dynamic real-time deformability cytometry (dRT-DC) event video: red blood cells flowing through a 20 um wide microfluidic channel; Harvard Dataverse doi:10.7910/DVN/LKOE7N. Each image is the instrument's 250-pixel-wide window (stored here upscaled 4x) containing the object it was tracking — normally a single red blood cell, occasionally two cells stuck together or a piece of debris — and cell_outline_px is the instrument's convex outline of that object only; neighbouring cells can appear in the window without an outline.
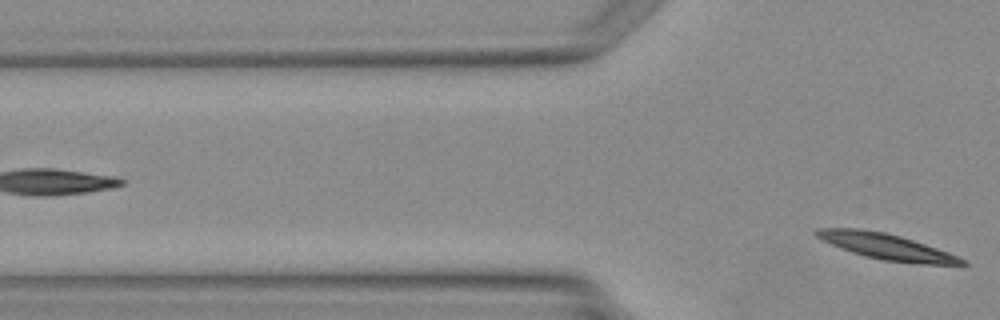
{"species": "Egyptian fruit bat (a non-hibernating species)", "species_latin": "Rousettus aegyptiacus", "temperature_condition": "warm", "stored_images_in_passage": 4, "camera_frame_rate_fps": 3000, "um_per_image_px": 0.085, "animal": {"sex": "female"}, "frame": {"image": 1, "passage_image": 4, "time_ms": 4.333, "image_size_px": [1000, 320], "cell_outline_px": [[968, 264], [928, 264], [884, 260], [864, 256], [852, 252], [832, 244], [816, 236], [812, 232], [816, 228], [856, 228], [884, 232], [900, 236], [960, 256], [968, 260]], "centroid_in_image_um": [75.36, 20.95], "position_along_channel_um": 50.4, "area_um2": 21.56}}